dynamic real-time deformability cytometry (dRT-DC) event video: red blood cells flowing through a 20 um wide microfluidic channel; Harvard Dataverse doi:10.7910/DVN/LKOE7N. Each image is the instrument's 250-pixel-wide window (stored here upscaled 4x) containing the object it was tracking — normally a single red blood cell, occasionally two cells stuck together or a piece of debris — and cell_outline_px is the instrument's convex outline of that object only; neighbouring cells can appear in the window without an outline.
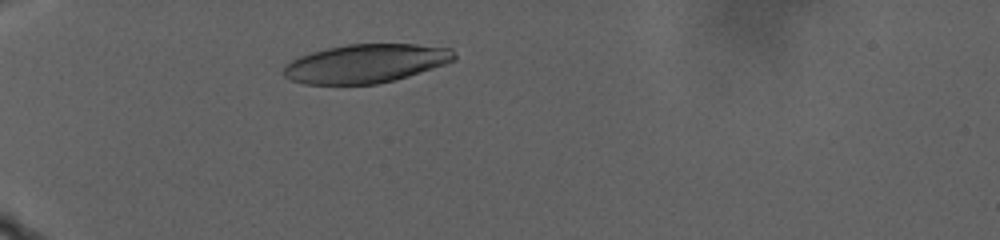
{"species": "human", "species_latin": "Homo sapiens", "temperature_condition": "warm", "stored_images_in_passage": 73, "camera_frame_rate_fps": 3000, "um_per_image_px": 0.085, "donor": {"sex": "male"}, "frame": {"image": 1, "passage_image": 17, "time_ms": 5.333, "image_size_px": [1000, 240], "cell_outline_px": [[456, 60], [408, 76], [376, 84], [304, 84], [292, 80], [284, 76], [280, 72], [284, 64], [300, 56], [312, 52], [328, 48], [348, 44], [416, 44], [452, 48], [456, 56]], "centroid_in_image_um": [31.06, 5.39], "position_along_channel_um": 53.9, "area_um2": 38.44}}
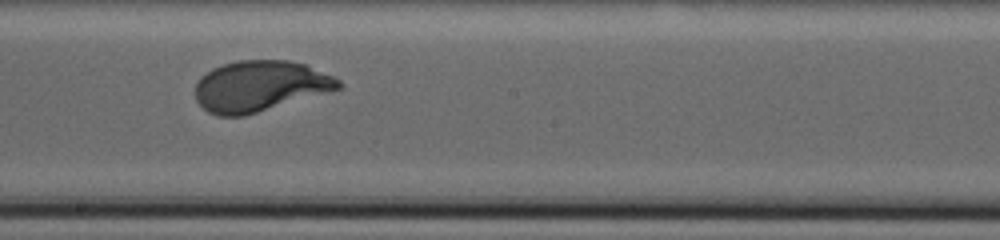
{"frame": {"image": 2, "passage_image": 47, "time_ms": 15.333, "image_size_px": [1000, 240], "cell_outline_px": [[344, 84], [340, 88], [244, 116], [216, 116], [208, 112], [196, 100], [196, 84], [200, 76], [212, 68], [236, 60], [288, 60], [308, 64], [340, 80]], "centroid_in_image_um": [22.08, 7.3], "position_along_channel_um": 226.1, "area_um2": 42.31}}
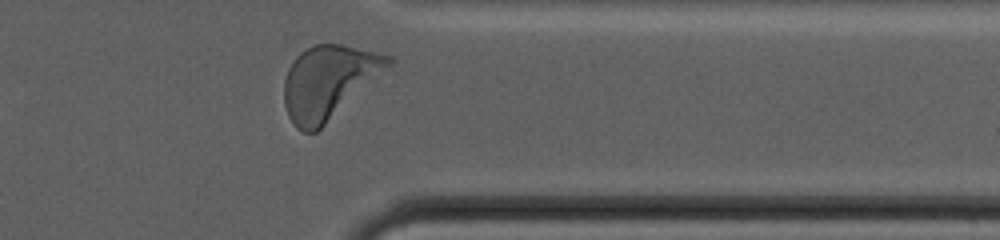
{"frame": {"image": 3, "passage_image": 70, "time_ms": 23.0, "image_size_px": [1000, 240], "cell_outline_px": [[392, 64], [316, 132], [304, 132], [296, 128], [288, 116], [284, 104], [284, 80], [288, 68], [296, 56], [300, 52], [312, 44], [340, 44], [392, 56]], "centroid_in_image_um": [27.88, 6.96], "position_along_channel_um": 383.5, "area_um2": 43.87}, "authors_computed_cell_mechanics": {"area_um2": 41.3848, "velocity_mm_per_s": 2.0676, "shape_relaxation_time_tau1_ms": 4.1595, "shape_relaxation_time_tau2_ms": null, "deformation_change_tau1": 0.2024, "deformation_change_tau2": null}}